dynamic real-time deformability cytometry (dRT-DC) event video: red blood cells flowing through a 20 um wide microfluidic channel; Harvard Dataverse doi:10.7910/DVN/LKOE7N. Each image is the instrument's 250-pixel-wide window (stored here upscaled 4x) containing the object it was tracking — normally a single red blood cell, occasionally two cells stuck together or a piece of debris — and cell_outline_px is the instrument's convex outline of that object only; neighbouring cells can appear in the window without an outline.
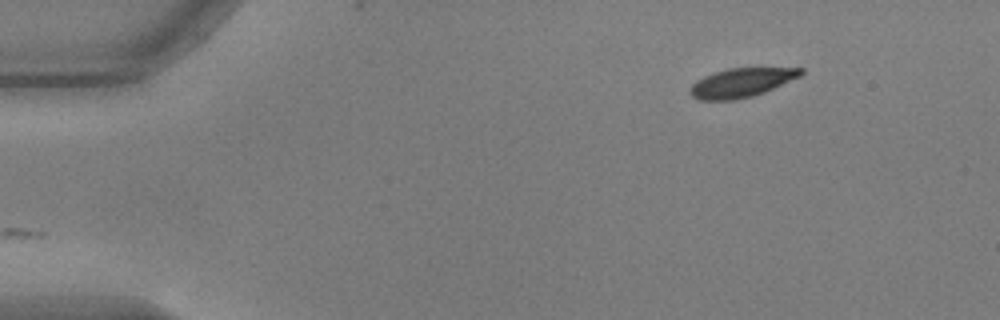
{"species": "common noctule bat (a hibernating species)", "species_latin": "Nyctalus noctula", "temperature_condition": "warm", "stored_images_in_passage": 50, "camera_frame_rate_fps": 3000, "um_per_image_px": 0.085, "animal": {"sex": "male", "body_mass_g": 17.9, "forearm_length_mm": 54.2}, "frame": {"image": 1, "passage_image": 1, "time_ms": 0.0, "image_size_px": [1000, 320], "cell_outline_px": [[804, 72], [800, 76], [764, 92], [752, 96], [736, 100], [696, 100], [688, 92], [688, 88], [696, 80], [704, 76], [728, 68], [804, 68]], "centroid_in_image_um": [62.97, 7.04], "position_along_channel_um": 22.0, "area_um2": 18.73}}
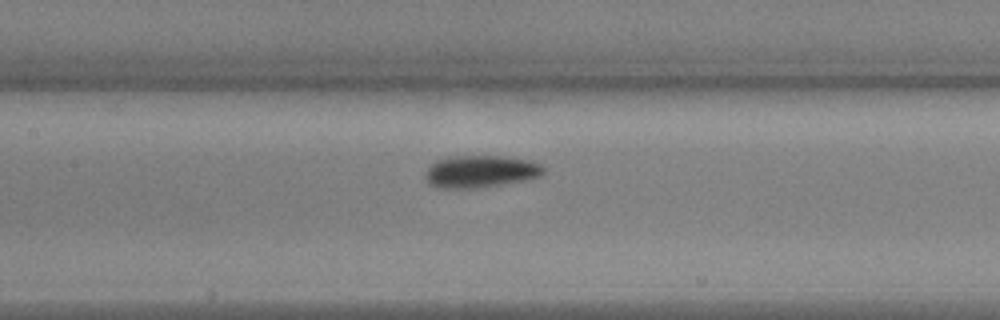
{"frame": {"image": 2, "passage_image": 20, "time_ms": 6.333, "image_size_px": [1000, 320], "cell_outline_px": [[544, 176], [532, 180], [476, 188], [436, 188], [428, 184], [424, 176], [424, 172], [436, 160], [452, 156], [500, 156], [532, 160], [540, 164], [544, 168]], "centroid_in_image_um": [40.88, 14.59], "position_along_channel_um": 166.5, "area_um2": 22.72}}
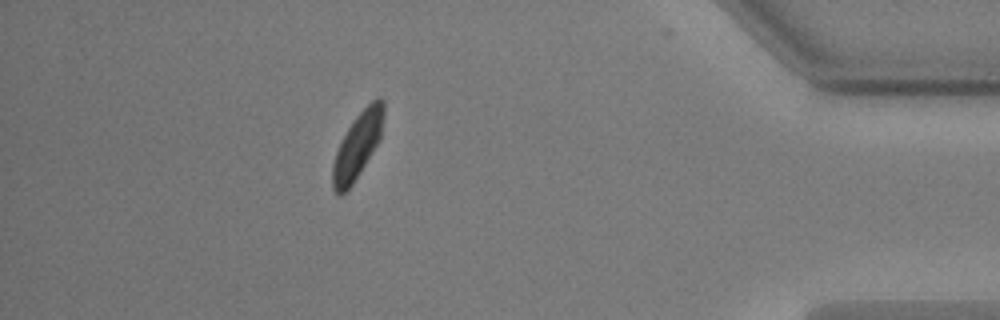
{"frame": {"image": 3, "passage_image": 43, "time_ms": 14.0, "image_size_px": [1000, 320], "cell_outline_px": [[384, 112], [380, 140], [360, 172], [352, 184], [340, 196], [332, 188], [332, 164], [336, 152], [348, 128], [356, 116], [376, 96], [380, 96], [384, 100]], "centroid_in_image_um": [30.4, 12.35], "position_along_channel_um": 404.8, "area_um2": 19.36}, "authors_computed_cell_mechanics": {"area_um2": 20.6057, "velocity_mm_per_s": 3.6754, "shape_relaxation_time_tau1_ms": 3.6005, "shape_relaxation_time_tau2_ms": null, "deformation_change_tau1": 0.1495, "deformation_change_tau2": null}}